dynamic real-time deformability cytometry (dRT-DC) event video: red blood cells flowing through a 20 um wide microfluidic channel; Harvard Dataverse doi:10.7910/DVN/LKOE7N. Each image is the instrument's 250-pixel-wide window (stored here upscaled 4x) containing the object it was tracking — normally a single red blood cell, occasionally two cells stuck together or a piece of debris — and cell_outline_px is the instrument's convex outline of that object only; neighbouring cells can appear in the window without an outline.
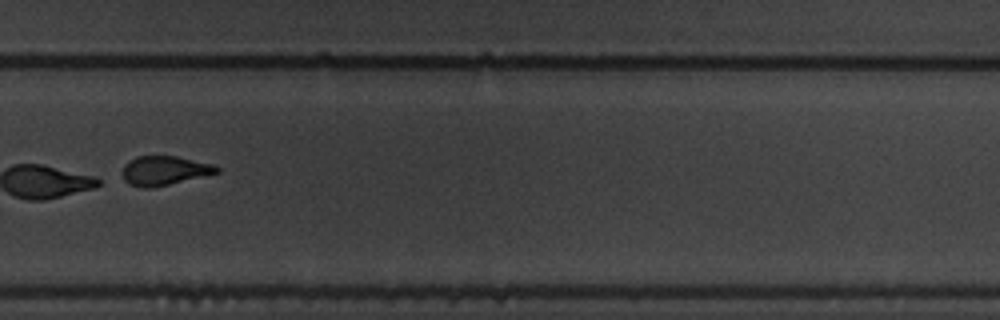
{"species": "common noctule bat (a hibernating species)", "species_latin": "Nyctalus noctula", "temperature_condition": "warm", "stored_images_in_passage": 11, "camera_frame_rate_fps": 3000, "um_per_image_px": 0.085, "animal": {"sex": "male", "body_mass_g": 19.5, "forearm_length_mm": 54.6}, "frame": {"image": 1, "passage_image": 11, "time_ms": 3.333, "image_size_px": [1000, 320], "cell_outline_px": [[220, 172], [152, 188], [140, 188], [128, 184], [124, 180], [124, 164], [128, 160], [136, 156], [176, 156], [212, 164], [220, 168]], "centroid_in_image_um": [13.95, 14.5], "position_along_channel_um": 315.9, "area_um2": 16.01}}